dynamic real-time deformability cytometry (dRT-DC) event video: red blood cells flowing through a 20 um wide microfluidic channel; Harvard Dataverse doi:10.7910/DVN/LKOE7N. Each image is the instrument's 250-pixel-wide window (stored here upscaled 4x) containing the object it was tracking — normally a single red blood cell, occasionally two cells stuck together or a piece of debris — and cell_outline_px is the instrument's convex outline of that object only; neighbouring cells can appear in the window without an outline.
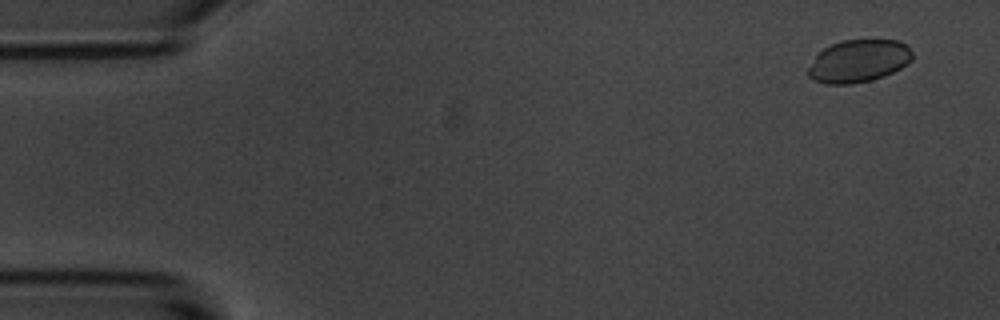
{"species": "common noctule bat (a hibernating species)", "species_latin": "Nyctalus noctula", "temperature_condition": "room temperature", "stored_images_in_passage": 56, "camera_frame_rate_fps": 3000, "um_per_image_px": 0.085, "animal": {"sex": "male", "body_mass_g": 20.1, "forearm_length_mm": 53.5}, "frame": {"image": 1, "passage_image": 4, "time_ms": 1.0, "image_size_px": [1000, 320], "cell_outline_px": [[912, 60], [908, 64], [884, 76], [872, 80], [852, 84], [828, 84], [812, 80], [808, 76], [808, 68], [816, 52], [840, 40], [900, 40], [908, 44], [912, 52]], "centroid_in_image_um": [72.97, 5.18], "position_along_channel_um": 12.0, "area_um2": 26.24}}
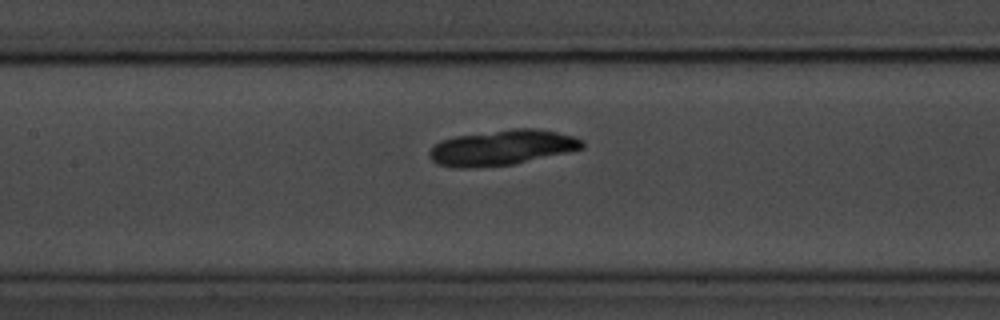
{"frame": {"image": 2, "passage_image": 26, "time_ms": 8.333, "image_size_px": [1000, 320], "cell_outline_px": [[584, 148], [568, 152], [512, 164], [468, 168], [456, 168], [436, 164], [428, 156], [428, 152], [432, 144], [440, 140], [456, 136], [512, 128], [536, 128], [556, 132], [572, 136], [584, 140]], "centroid_in_image_um": [42.62, 12.54], "position_along_channel_um": 164.8, "area_um2": 31.56}}
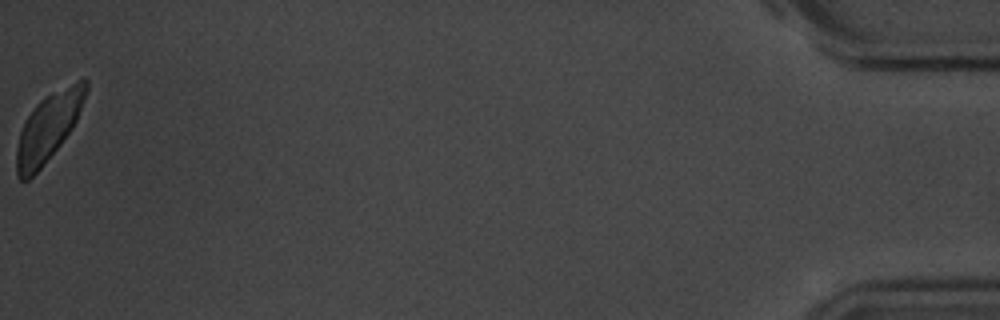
{"frame": {"image": 3, "passage_image": 56, "time_ms": 18.333, "image_size_px": [1000, 320], "cell_outline_px": [[88, 88], [76, 120], [72, 128], [60, 144], [40, 168], [28, 180], [20, 180], [16, 176], [16, 148], [20, 132], [28, 116], [36, 104], [44, 96], [84, 76], [88, 80]], "centroid_in_image_um": [4.11, 10.78], "position_along_channel_um": 431.1, "area_um2": 27.11}, "authors_computed_cell_mechanics": {"area_um2": 29.2468, "velocity_mm_per_s": 3.6446, "shape_relaxation_time_tau1_ms": 0.3412, "shape_relaxation_time_tau2_ms": null, "deformation_change_tau1": null, "deformation_change_tau2": null}}